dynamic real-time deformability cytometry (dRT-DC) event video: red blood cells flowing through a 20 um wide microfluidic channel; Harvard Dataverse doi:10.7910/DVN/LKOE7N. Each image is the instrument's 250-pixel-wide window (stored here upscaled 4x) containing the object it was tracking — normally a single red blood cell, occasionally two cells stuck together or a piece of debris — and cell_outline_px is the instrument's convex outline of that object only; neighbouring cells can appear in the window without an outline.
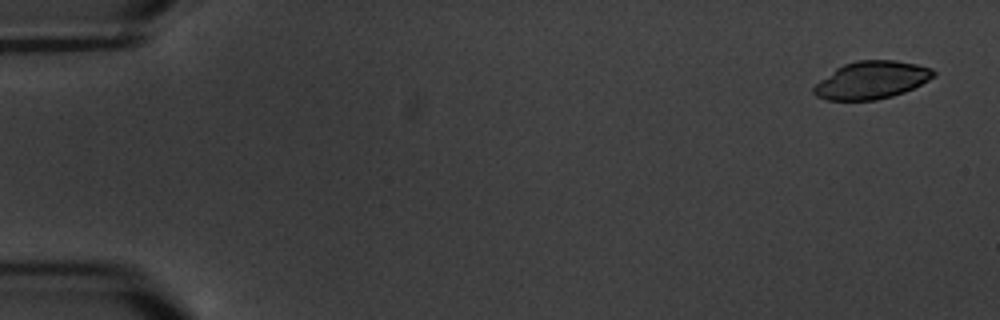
{"species": "common noctule bat (a hibernating species)", "species_latin": "Nyctalus noctula", "temperature_condition": "warm", "stored_images_in_passage": 5, "camera_frame_rate_fps": 3000, "um_per_image_px": 0.085, "animal": {"sex": "male", "body_mass_g": 20.1, "forearm_length_mm": 53.5}, "frame": {"image": 1, "passage_image": 1, "time_ms": 0.0, "image_size_px": [1000, 320], "cell_outline_px": [[936, 72], [928, 80], [904, 92], [892, 96], [876, 100], [824, 100], [816, 96], [812, 92], [812, 88], [820, 80], [836, 68], [844, 64], [856, 60], [896, 60], [916, 64], [932, 68]], "centroid_in_image_um": [74.05, 6.81], "position_along_channel_um": 11.0, "area_um2": 26.18}}
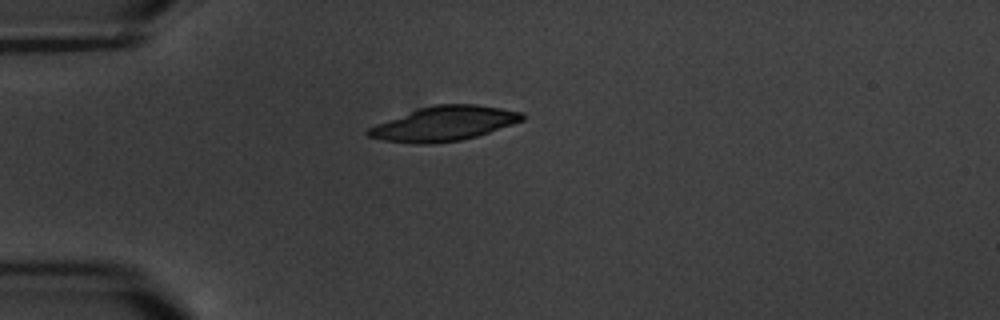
{"frame": {"image": 2, "passage_image": 5, "time_ms": 4.667, "image_size_px": [1000, 320], "cell_outline_px": [[524, 120], [476, 136], [460, 140], [432, 144], [416, 144], [384, 140], [368, 136], [364, 132], [368, 128], [376, 124], [420, 108], [436, 104], [476, 104], [500, 108], [520, 112], [524, 116]], "centroid_in_image_um": [37.72, 10.51], "position_along_channel_um": 47.3, "area_um2": 30.58}}